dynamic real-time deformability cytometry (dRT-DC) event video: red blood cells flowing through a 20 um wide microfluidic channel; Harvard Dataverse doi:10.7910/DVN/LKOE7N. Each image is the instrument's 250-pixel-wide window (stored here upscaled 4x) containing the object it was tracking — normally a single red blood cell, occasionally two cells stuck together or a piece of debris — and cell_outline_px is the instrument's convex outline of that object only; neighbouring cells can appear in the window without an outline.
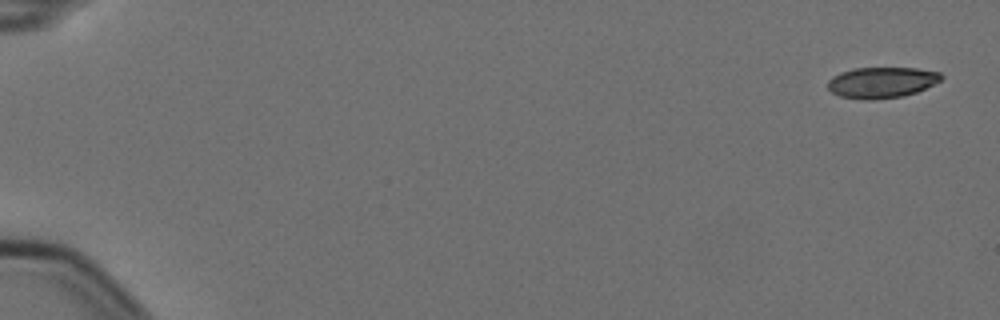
{"species": "Egyptian fruit bat (a non-hibernating species)", "species_latin": "Rousettus aegyptiacus", "temperature_condition": "cold", "stored_images_in_passage": 2, "camera_frame_rate_fps": 3000, "um_per_image_px": 0.085, "animal": {"sex": "female"}, "frame": {"image": 1, "passage_image": 1, "time_ms": 0.0, "image_size_px": [1000, 320], "cell_outline_px": [[944, 76], [940, 80], [916, 92], [904, 96], [872, 100], [864, 100], [840, 96], [832, 92], [828, 88], [828, 80], [832, 76], [840, 72], [856, 68], [916, 68], [940, 72]], "centroid_in_image_um": [74.92, 7.01], "position_along_channel_um": 10.1, "area_um2": 20.4}}